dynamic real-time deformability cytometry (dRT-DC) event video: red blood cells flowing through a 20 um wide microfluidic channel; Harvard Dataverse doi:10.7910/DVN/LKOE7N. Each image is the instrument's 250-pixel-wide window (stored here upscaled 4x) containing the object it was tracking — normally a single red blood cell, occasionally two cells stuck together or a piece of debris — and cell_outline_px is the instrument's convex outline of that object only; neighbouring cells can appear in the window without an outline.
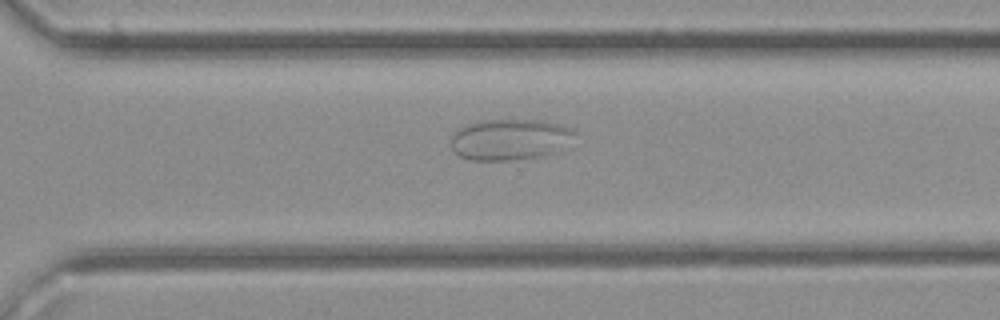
{"species": "common noctule bat (a hibernating species)", "species_latin": "Nyctalus noctula", "temperature_condition": "cold", "stored_images_in_passage": 24, "camera_frame_rate_fps": 3000, "um_per_image_px": 0.085, "animal": {"sex": "female", "body_mass_g": 21.9}, "frame": {"image": 1, "passage_image": 14, "time_ms": 4.333, "image_size_px": [1000, 320], "cell_outline_px": [[580, 132], [560, 152], [548, 156], [516, 160], [468, 160], [460, 156], [452, 148], [452, 136], [460, 128], [468, 124], [484, 120], [544, 120], [564, 124]], "centroid_in_image_um": [43.48, 11.86], "position_along_channel_um": 327.1, "area_um2": 30.35}}